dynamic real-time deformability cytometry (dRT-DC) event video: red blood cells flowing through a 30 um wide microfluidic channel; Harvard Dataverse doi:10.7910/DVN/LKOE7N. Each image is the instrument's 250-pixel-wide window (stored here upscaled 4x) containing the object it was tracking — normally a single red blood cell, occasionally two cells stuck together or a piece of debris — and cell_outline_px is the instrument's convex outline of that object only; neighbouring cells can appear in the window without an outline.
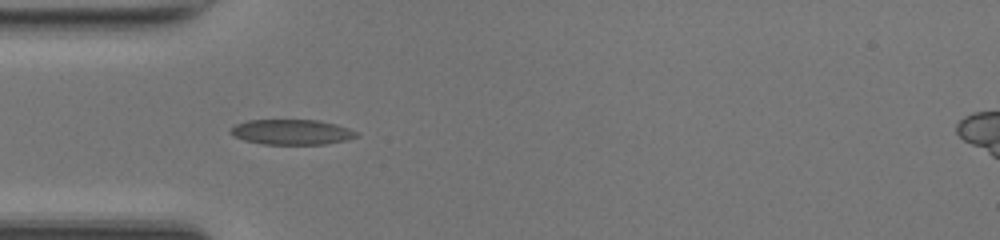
{"species": "common noctule bat (a hibernating species)", "species_latin": "Nyctalus noctula", "temperature_condition": "room temperature", "stored_images_in_passage": 35, "camera_frame_rate_fps": 3000, "um_per_image_px": 0.085, "animal": {"sex": "female", "body_mass_g": 17.0, "forearm_length_mm": 48.0}, "frame": {"image": 1, "passage_image": 1, "time_ms": 0.0, "image_size_px": [1000, 240], "cell_outline_px": [[360, 136], [348, 140], [324, 144], [264, 144], [244, 140], [228, 132], [236, 124], [248, 120], [320, 120], [336, 124], [360, 132]], "centroid_in_image_um": [24.86, 11.22], "position_along_channel_um": 60.1, "area_um2": 18.55}}
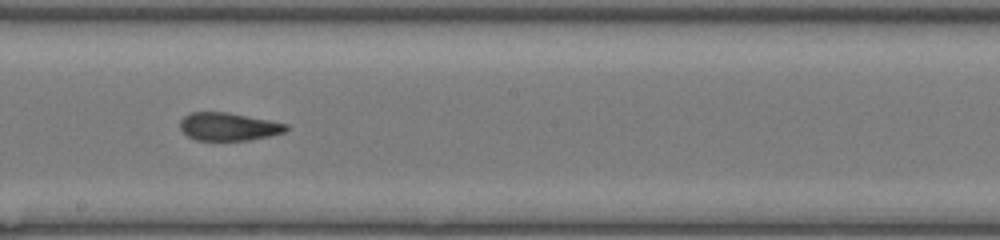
{"frame": {"image": 2, "passage_image": 13, "time_ms": 4.0, "image_size_px": [1000, 240], "cell_outline_px": [[288, 128], [284, 132], [268, 136], [248, 140], [196, 140], [188, 136], [180, 128], [180, 120], [184, 116], [192, 112], [228, 112], [288, 124]], "centroid_in_image_um": [19.4, 10.76], "position_along_channel_um": 228.8, "area_um2": 17.11}}
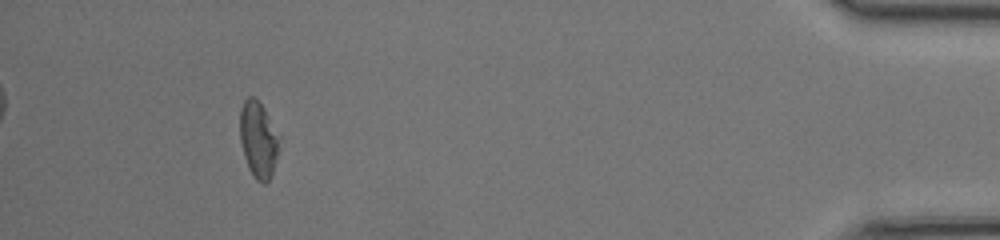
{"frame": {"image": 3, "passage_image": 31, "time_ms": 10.0, "image_size_px": [1000, 240], "cell_outline_px": [[280, 136], [276, 160], [272, 172], [268, 180], [264, 184], [256, 180], [248, 168], [244, 156], [240, 140], [240, 108], [244, 100], [248, 96], [256, 96], [264, 108]], "centroid_in_image_um": [21.95, 11.82], "position_along_channel_um": 413.3, "area_um2": 17.57}, "authors_computed_cell_mechanics": {"area_um2": 17.6868, "velocity_mm_per_s": 4.2428, "shape_relaxation_time_tau1_ms": null, "shape_relaxation_time_tau2_ms": 2.8595, "deformation_change_tau1": null, "deformation_change_tau2": 0.0959}}